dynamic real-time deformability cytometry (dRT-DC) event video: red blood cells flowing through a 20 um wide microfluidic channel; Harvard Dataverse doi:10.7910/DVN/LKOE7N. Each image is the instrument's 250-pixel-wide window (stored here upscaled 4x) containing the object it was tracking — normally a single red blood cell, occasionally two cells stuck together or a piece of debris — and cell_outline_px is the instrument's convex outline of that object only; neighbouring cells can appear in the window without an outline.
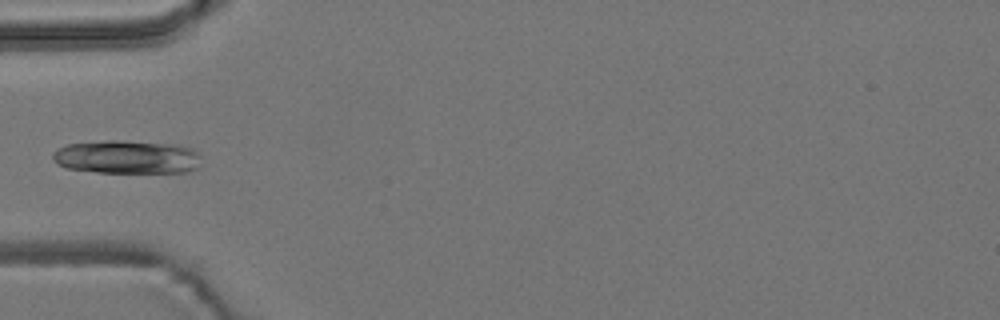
{"species": "common noctule bat (a hibernating species)", "species_latin": "Nyctalus noctula", "temperature_condition": "room temperature", "stored_images_in_passage": 4, "camera_frame_rate_fps": 3000, "um_per_image_px": 0.085, "animal": {"sex": "male", "body_mass_g": 19.2, "forearm_length_mm": 51.8}, "frame": {"image": 1, "passage_image": 4, "time_ms": 3.333, "image_size_px": [1000, 320], "cell_outline_px": [[200, 156], [196, 168], [188, 172], [96, 172], [64, 168], [56, 164], [52, 160], [52, 152], [68, 144], [108, 140], [120, 140], [180, 144], [192, 148], [200, 152]], "centroid_in_image_um": [10.78, 13.34], "position_along_channel_um": 74.2, "area_um2": 29.25}}